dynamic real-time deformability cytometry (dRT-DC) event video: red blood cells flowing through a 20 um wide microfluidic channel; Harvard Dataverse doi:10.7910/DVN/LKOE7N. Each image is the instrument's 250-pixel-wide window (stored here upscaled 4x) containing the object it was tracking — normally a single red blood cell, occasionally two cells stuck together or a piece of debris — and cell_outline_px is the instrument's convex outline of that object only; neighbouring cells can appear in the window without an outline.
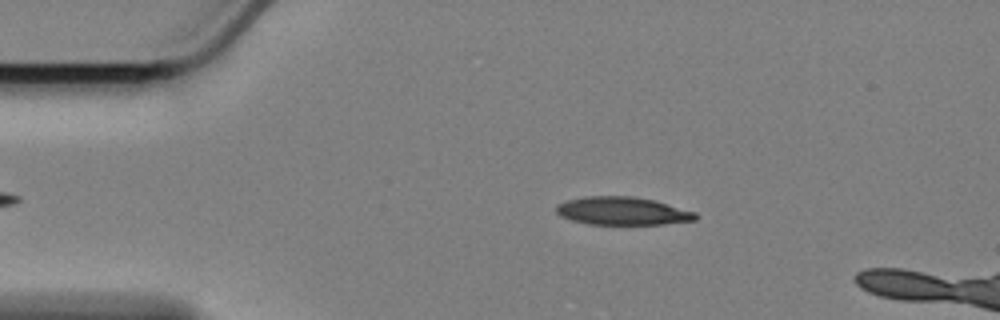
{"species": "Egyptian fruit bat (a non-hibernating species)", "species_latin": "Rousettus aegyptiacus", "temperature_condition": "cold", "stored_images_in_passage": 16, "camera_frame_rate_fps": 3000, "um_per_image_px": 0.085, "animal": {"sex": "female"}, "frame": {"image": 1, "passage_image": 10, "time_ms": 3.0, "image_size_px": [1000, 320], "cell_outline_px": [[700, 216], [696, 220], [664, 224], [588, 224], [572, 220], [560, 216], [556, 212], [556, 204], [568, 200], [584, 196], [632, 196], [656, 200], [696, 212]], "centroid_in_image_um": [52.93, 17.93], "position_along_channel_um": 32.1, "area_um2": 22.95}}